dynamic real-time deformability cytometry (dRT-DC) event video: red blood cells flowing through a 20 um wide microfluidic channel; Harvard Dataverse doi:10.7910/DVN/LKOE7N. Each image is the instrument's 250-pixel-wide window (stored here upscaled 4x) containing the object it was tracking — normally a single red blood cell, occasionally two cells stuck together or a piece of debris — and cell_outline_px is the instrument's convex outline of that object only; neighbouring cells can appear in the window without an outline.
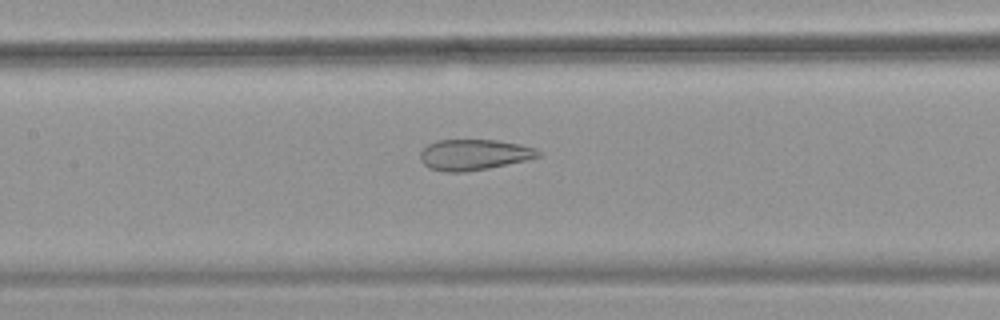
{"species": "common noctule bat (a hibernating species)", "species_latin": "Nyctalus noctula", "temperature_condition": "warm", "stored_images_in_passage": 54, "camera_frame_rate_fps": 3000, "um_per_image_px": 0.085, "animal": {"sex": "female", "body_mass_g": 18.4}, "frame": {"image": 1, "passage_image": 26, "time_ms": 8.333, "image_size_px": [1000, 320], "cell_outline_px": [[540, 156], [524, 160], [488, 168], [464, 172], [444, 172], [428, 168], [420, 160], [420, 152], [428, 144], [436, 140], [496, 140], [520, 144], [536, 148], [540, 152]], "centroid_in_image_um": [40.24, 13.15], "position_along_channel_um": 167.2, "area_um2": 21.1}}
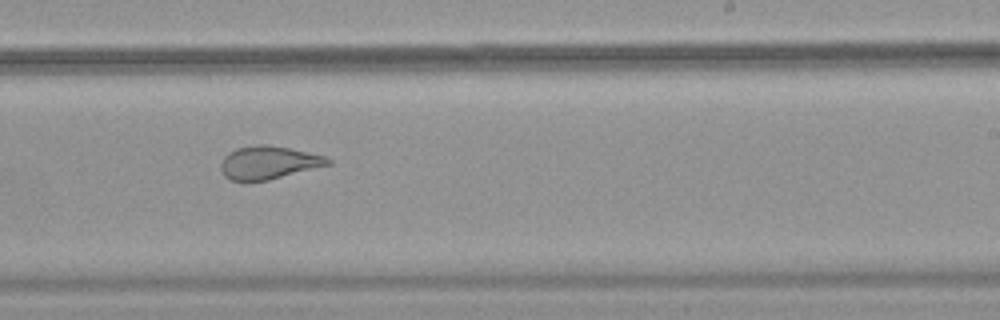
{"frame": {"image": 2, "passage_image": 34, "time_ms": 11.0, "image_size_px": [1000, 320], "cell_outline_px": [[332, 164], [268, 180], [232, 180], [224, 176], [220, 168], [220, 164], [224, 156], [228, 152], [236, 148], [256, 144], [268, 144], [288, 148], [324, 156], [332, 160]], "centroid_in_image_um": [22.81, 13.8], "position_along_channel_um": 266.2, "area_um2": 20.52}}
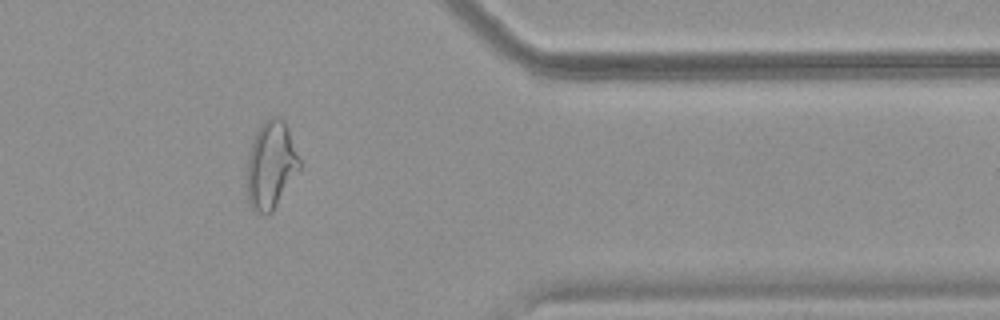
{"frame": {"image": 3, "passage_image": 45, "time_ms": 14.667, "image_size_px": [1000, 320], "cell_outline_px": [[300, 168], [272, 212], [264, 216], [256, 212], [252, 208], [248, 200], [248, 156], [252, 140], [260, 124], [268, 116], [280, 116], [284, 120], [288, 128], [300, 160]], "centroid_in_image_um": [23.03, 14.0], "position_along_channel_um": 388.4, "area_um2": 26.76}, "authors_computed_cell_mechanics": {"area_um2": 28.3509, "velocity_mm_per_s": 3.7419, "shape_relaxation_time_tau1_ms": null, "shape_relaxation_time_tau2_ms": 1.2567, "deformation_change_tau1": null, "deformation_change_tau2": 0.0949}}